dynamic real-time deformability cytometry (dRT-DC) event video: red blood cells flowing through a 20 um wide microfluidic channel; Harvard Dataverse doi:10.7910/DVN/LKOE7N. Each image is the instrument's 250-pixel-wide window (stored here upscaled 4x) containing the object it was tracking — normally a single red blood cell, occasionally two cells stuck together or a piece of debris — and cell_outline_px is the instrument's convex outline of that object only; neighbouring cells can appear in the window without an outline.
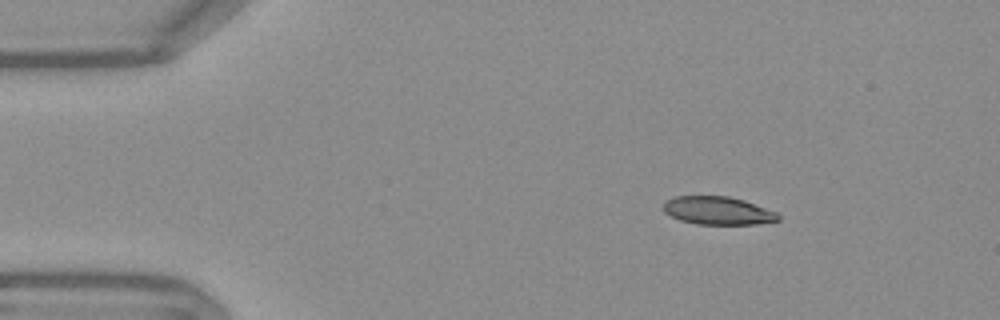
{"species": "Egyptian fruit bat (a non-hibernating species)", "species_latin": "Rousettus aegyptiacus", "temperature_condition": "warm", "stored_images_in_passage": 47, "camera_frame_rate_fps": 3000, "um_per_image_px": 0.085, "frame": {"image": 1, "passage_image": 1, "time_ms": 0.0, "image_size_px": [1000, 320], "cell_outline_px": [[780, 220], [756, 224], [696, 224], [680, 220], [664, 212], [660, 208], [668, 200], [676, 196], [728, 196], [744, 200], [776, 212], [780, 216]], "centroid_in_image_um": [61.0, 17.9], "position_along_channel_um": 24.0, "area_um2": 18.73}}
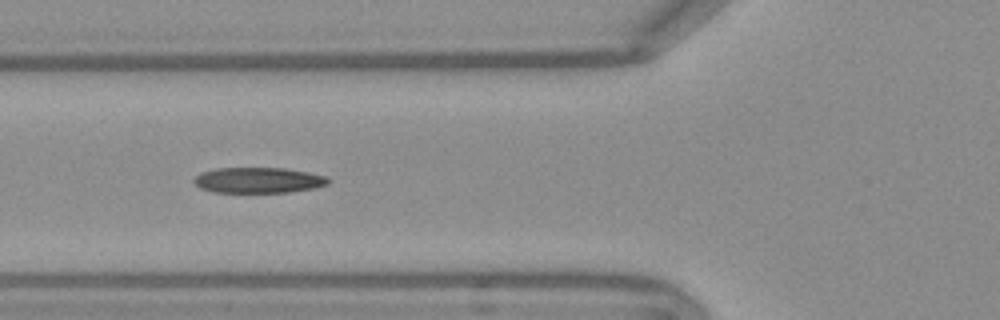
{"frame": {"image": 2, "passage_image": 13, "time_ms": 4.0, "image_size_px": [1000, 320], "cell_outline_px": [[332, 180], [328, 184], [316, 188], [288, 192], [212, 192], [200, 188], [192, 180], [200, 172], [216, 168], [284, 168], [308, 172], [328, 176]], "centroid_in_image_um": [21.99, 15.31], "position_along_channel_um": 103.8, "area_um2": 20.23}}
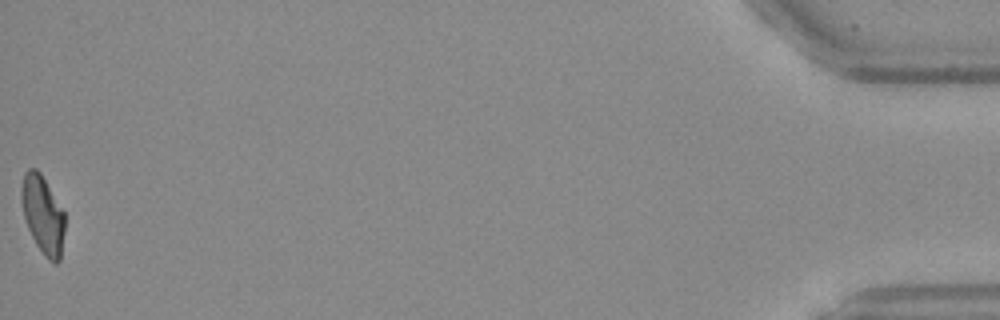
{"frame": {"image": 3, "passage_image": 47, "time_ms": 15.333, "image_size_px": [1000, 320], "cell_outline_px": [[64, 232], [60, 260], [56, 264], [48, 260], [44, 256], [36, 244], [28, 228], [24, 216], [20, 200], [20, 192], [24, 172], [28, 168], [36, 168], [40, 172], [64, 212]], "centroid_in_image_um": [3.62, 18.24], "position_along_channel_um": 431.6, "area_um2": 19.71}, "authors_computed_cell_mechanics": {"area_um2": 20.23, "velocity_mm_per_s": 3.7857, "shape_relaxation_time_tau1_ms": 5.573, "shape_relaxation_time_tau2_ms": 2.09, "deformation_change_tau1": 0.1996, "deformation_change_tau2": 0.0994}}